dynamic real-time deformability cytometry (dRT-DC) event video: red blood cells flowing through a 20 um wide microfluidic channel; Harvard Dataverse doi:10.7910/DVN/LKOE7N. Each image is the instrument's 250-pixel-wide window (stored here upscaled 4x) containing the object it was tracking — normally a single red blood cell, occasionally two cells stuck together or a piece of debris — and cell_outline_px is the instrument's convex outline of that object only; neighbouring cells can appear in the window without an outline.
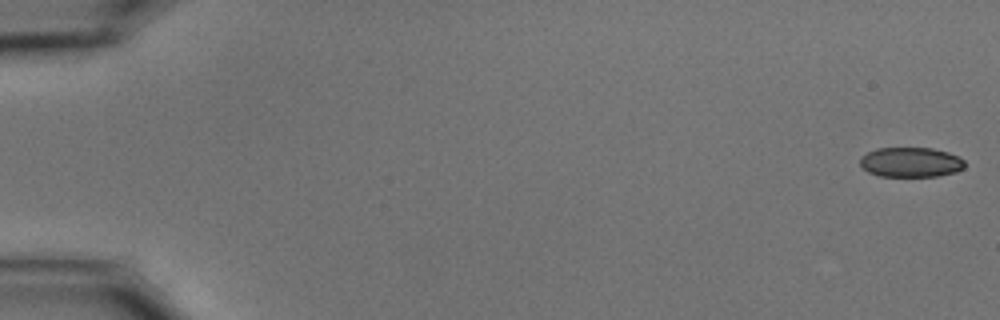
{"species": "common noctule bat (a hibernating species)", "species_latin": "Nyctalus noctula", "temperature_condition": "cold", "stored_images_in_passage": 58, "camera_frame_rate_fps": 3000, "um_per_image_px": 0.085, "animal": {"sex": "male", "body_mass_g": 15.6}, "frame": {"image": 1, "passage_image": 1, "time_ms": 0.0, "image_size_px": [1000, 320], "cell_outline_px": [[964, 168], [956, 172], [936, 176], [880, 176], [868, 172], [860, 164], [860, 156], [876, 148], [932, 148], [948, 152], [964, 160]], "centroid_in_image_um": [77.4, 13.78], "position_along_channel_um": 7.6, "area_um2": 18.15}}
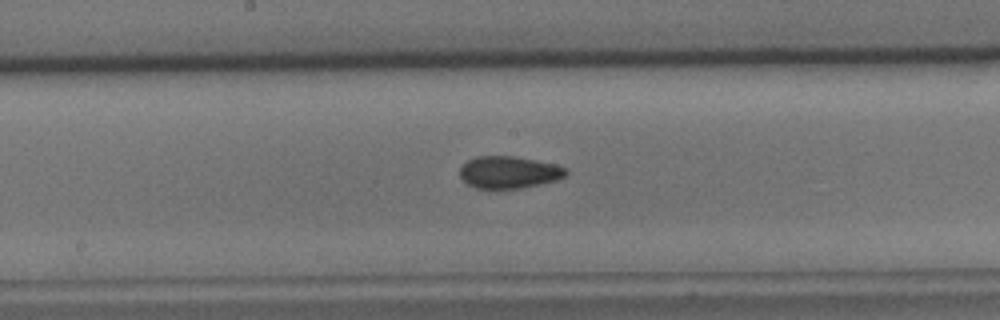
{"frame": {"image": 2, "passage_image": 31, "time_ms": 10.0, "image_size_px": [1000, 320], "cell_outline_px": [[568, 172], [564, 176], [556, 180], [540, 184], [520, 188], [476, 188], [468, 184], [460, 176], [460, 168], [468, 160], [476, 156], [512, 156], [556, 164], [568, 168]], "centroid_in_image_um": [43.27, 14.63], "position_along_channel_um": 204.9, "area_um2": 19.71}}
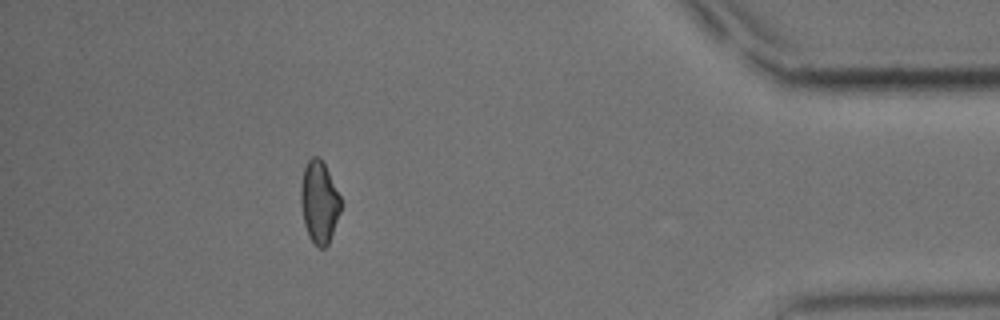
{"frame": {"image": 3, "passage_image": 52, "time_ms": 17.0, "image_size_px": [1000, 320], "cell_outline_px": [[340, 212], [328, 244], [324, 248], [320, 248], [308, 236], [304, 224], [300, 204], [300, 184], [304, 168], [308, 160], [312, 156], [320, 156], [340, 196]], "centroid_in_image_um": [27.1, 17.16], "position_along_channel_um": 408.1, "area_um2": 19.02}, "authors_computed_cell_mechanics": {"area_um2": 19.5942, "velocity_mm_per_s": 3.5272, "shape_relaxation_time_tau1_ms": 7.4551, "shape_relaxation_time_tau2_ms": 2.3389, "deformation_change_tau1": 0.1255, "deformation_change_tau2": 0.0629}}